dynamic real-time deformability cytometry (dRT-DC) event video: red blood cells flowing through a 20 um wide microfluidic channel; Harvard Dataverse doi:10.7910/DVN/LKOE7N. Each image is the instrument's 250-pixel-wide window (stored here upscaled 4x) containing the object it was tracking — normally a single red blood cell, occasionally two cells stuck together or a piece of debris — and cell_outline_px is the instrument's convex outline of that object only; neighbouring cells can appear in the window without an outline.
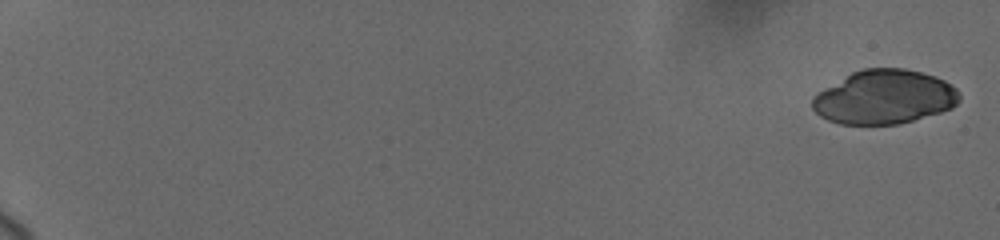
{"species": "human", "species_latin": "Homo sapiens", "temperature_condition": "cold", "stored_images_in_passage": 9, "camera_frame_rate_fps": 3000, "um_per_image_px": 0.085, "donor": {"sex": "female"}, "frame": {"image": 1, "passage_image": 1, "time_ms": 0.0, "image_size_px": [1000, 240], "cell_outline_px": [[960, 100], [952, 108], [940, 112], [912, 120], [896, 124], [840, 124], [828, 120], [820, 116], [812, 108], [812, 96], [816, 92], [852, 72], [864, 68], [904, 68], [936, 76], [944, 80], [956, 88], [960, 92]], "centroid_in_image_um": [75.15, 8.24], "position_along_channel_um": 9.8, "area_um2": 46.36}}
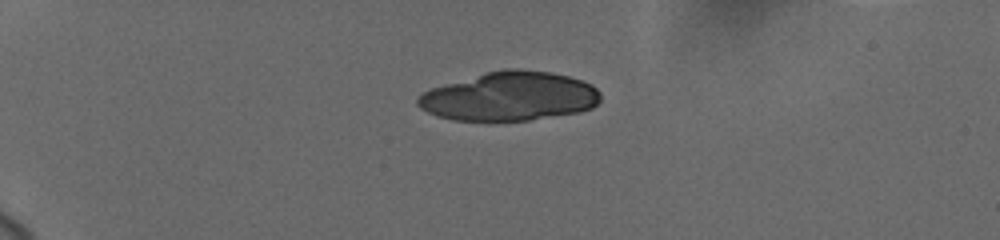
{"frame": {"image": 2, "passage_image": 6, "time_ms": 5.0, "image_size_px": [1000, 240], "cell_outline_px": [[600, 100], [592, 108], [580, 112], [528, 120], [452, 120], [436, 116], [420, 108], [416, 104], [416, 96], [432, 88], [484, 72], [504, 68], [520, 68], [552, 72], [568, 76], [592, 84], [600, 92]], "centroid_in_image_um": [43.31, 8.18], "position_along_channel_um": 41.7, "area_um2": 52.31}}